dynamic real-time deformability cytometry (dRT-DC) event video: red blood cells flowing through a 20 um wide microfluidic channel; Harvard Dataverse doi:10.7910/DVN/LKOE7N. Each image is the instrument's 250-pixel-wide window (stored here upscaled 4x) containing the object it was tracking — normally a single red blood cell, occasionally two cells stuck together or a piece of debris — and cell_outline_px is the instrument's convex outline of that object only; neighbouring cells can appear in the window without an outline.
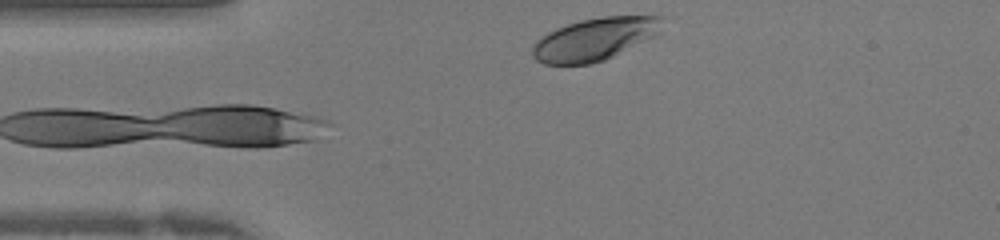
{"species": "human", "species_latin": "Homo sapiens", "temperature_condition": "warm", "stored_images_in_passage": 12, "camera_frame_rate_fps": 3000, "um_per_image_px": 0.085, "donor": {"sex": "female"}, "frame": {"image": 1, "passage_image": 12, "time_ms": 3.667, "image_size_px": [1000, 240], "cell_outline_px": [[668, 16], [660, 32], [656, 36], [604, 60], [592, 64], [544, 64], [536, 60], [532, 56], [532, 48], [536, 40], [540, 36], [556, 28], [580, 20], [604, 16]], "centroid_in_image_um": [50.59, 3.31], "position_along_channel_um": 34.4, "area_um2": 32.48}}